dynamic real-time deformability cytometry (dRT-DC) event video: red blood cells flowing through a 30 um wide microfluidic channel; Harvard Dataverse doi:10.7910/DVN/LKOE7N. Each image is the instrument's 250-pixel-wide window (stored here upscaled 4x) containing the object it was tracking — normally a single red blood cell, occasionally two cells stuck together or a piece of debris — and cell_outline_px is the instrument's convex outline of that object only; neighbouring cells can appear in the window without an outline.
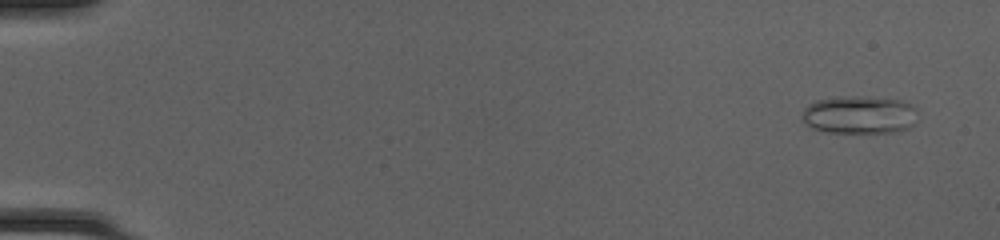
{"species": "common noctule bat (a hibernating species)", "species_latin": "Nyctalus noctula", "temperature_condition": "cold", "stored_images_in_passage": 50, "camera_frame_rate_fps": 3000, "um_per_image_px": 0.085, "animal": {"sex": "female", "body_mass_g": 20.0, "forearm_length_mm": 54.0}, "frame": {"image": 1, "passage_image": 3, "time_ms": 0.667, "image_size_px": [1000, 240], "cell_outline_px": [[916, 124], [908, 128], [896, 132], [824, 132], [812, 128], [800, 120], [800, 112], [808, 104], [816, 100], [836, 96], [864, 96], [900, 100], [912, 104], [916, 108]], "centroid_in_image_um": [73.01, 9.75], "position_along_channel_um": 12.0, "area_um2": 26.13}}
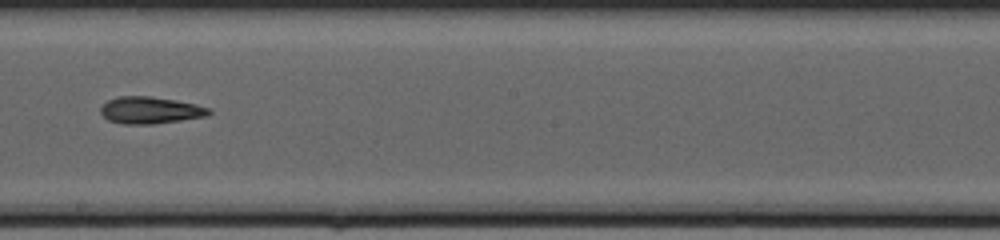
{"frame": {"image": 2, "passage_image": 30, "time_ms": 9.667, "image_size_px": [1000, 240], "cell_outline_px": [[212, 112], [208, 116], [152, 124], [124, 124], [108, 120], [100, 112], [100, 108], [108, 100], [116, 96], [152, 96], [176, 100], [196, 104], [208, 108]], "centroid_in_image_um": [12.76, 9.36], "position_along_channel_um": 235.4, "area_um2": 16.99}}
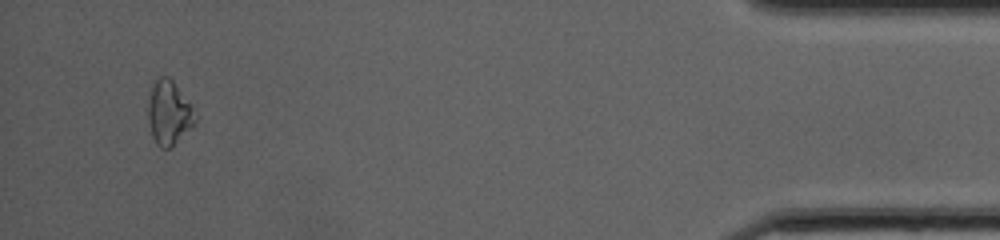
{"frame": {"image": 3, "passage_image": 48, "time_ms": 15.667, "image_size_px": [1000, 240], "cell_outline_px": [[196, 124], [168, 148], [160, 148], [156, 144], [152, 136], [148, 120], [148, 96], [152, 80], [160, 76], [168, 76], [172, 80], [192, 108], [196, 116]], "centroid_in_image_um": [14.31, 9.56], "position_along_channel_um": 420.9, "area_um2": 17.51}, "authors_computed_cell_mechanics": {"area_um2": 17.5712, "velocity_mm_per_s": 4.2218, "shape_relaxation_time_tau1_ms": 6.3618, "shape_relaxation_time_tau2_ms": 7.4451, "deformation_change_tau1": 0.1477, "deformation_change_tau2": 0.1917}}